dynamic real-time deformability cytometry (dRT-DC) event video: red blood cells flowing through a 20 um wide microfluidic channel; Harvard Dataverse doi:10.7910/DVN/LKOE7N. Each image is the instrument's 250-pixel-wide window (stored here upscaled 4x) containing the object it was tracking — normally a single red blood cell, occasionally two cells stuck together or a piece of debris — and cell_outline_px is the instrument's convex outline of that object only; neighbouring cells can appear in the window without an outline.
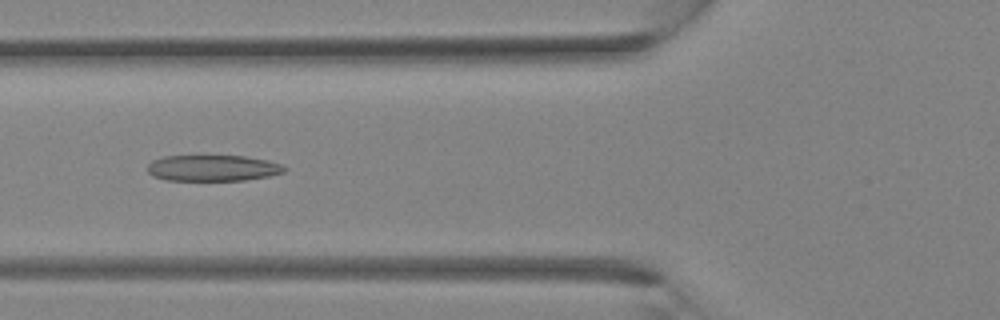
{"species": "Egyptian fruit bat (a non-hibernating species)", "species_latin": "Rousettus aegyptiacus", "temperature_condition": "room temperature", "stored_images_in_passage": 33, "camera_frame_rate_fps": 3000, "um_per_image_px": 0.085, "animal": {"sex": "female"}, "frame": {"image": 1, "passage_image": 12, "time_ms": 3.667, "image_size_px": [1000, 320], "cell_outline_px": [[288, 168], [284, 172], [268, 176], [244, 180], [168, 180], [152, 176], [148, 172], [148, 164], [152, 160], [164, 156], [244, 156], [268, 160], [280, 164]], "centroid_in_image_um": [18.08, 14.28], "position_along_channel_um": 107.7, "area_um2": 20.75}}
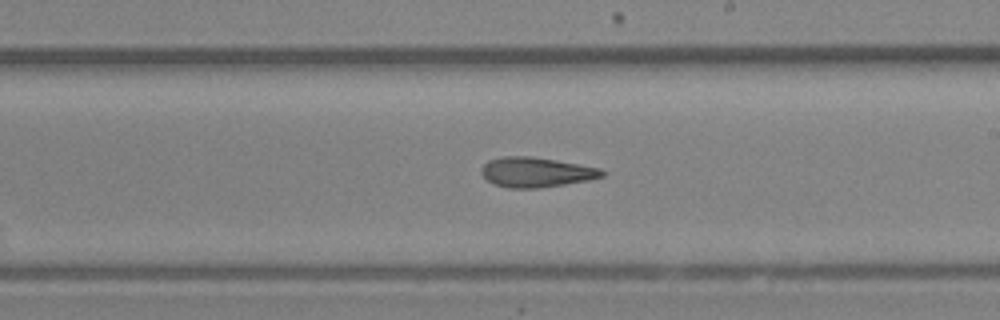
{"frame": {"image": 2, "passage_image": 19, "time_ms": 6.0, "image_size_px": [1000, 320], "cell_outline_px": [[608, 172], [604, 176], [588, 180], [540, 188], [508, 188], [492, 184], [480, 172], [480, 168], [488, 160], [500, 156], [532, 156], [556, 160], [600, 168]], "centroid_in_image_um": [45.55, 14.63], "position_along_channel_um": 243.4, "area_um2": 21.21}}
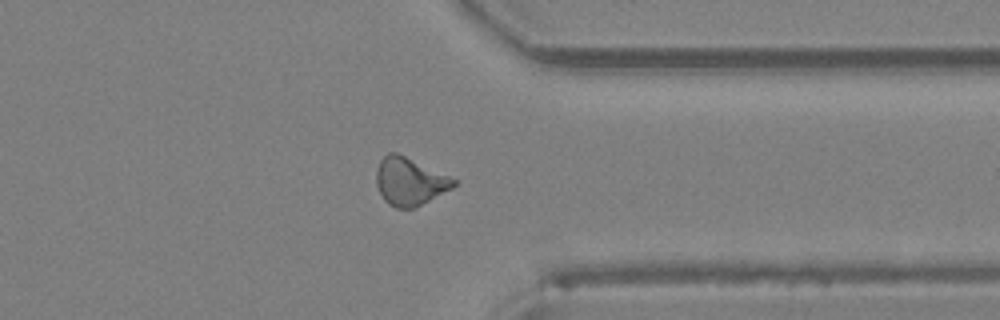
{"frame": {"image": 3, "passage_image": 26, "time_ms": 8.333, "image_size_px": [1000, 320], "cell_outline_px": [[456, 184], [452, 188], [416, 208], [396, 208], [388, 204], [384, 200], [376, 184], [376, 168], [380, 160], [388, 152], [396, 152], [448, 176], [456, 180]], "centroid_in_image_um": [34.79, 15.44], "position_along_channel_um": 376.6, "area_um2": 21.33}}